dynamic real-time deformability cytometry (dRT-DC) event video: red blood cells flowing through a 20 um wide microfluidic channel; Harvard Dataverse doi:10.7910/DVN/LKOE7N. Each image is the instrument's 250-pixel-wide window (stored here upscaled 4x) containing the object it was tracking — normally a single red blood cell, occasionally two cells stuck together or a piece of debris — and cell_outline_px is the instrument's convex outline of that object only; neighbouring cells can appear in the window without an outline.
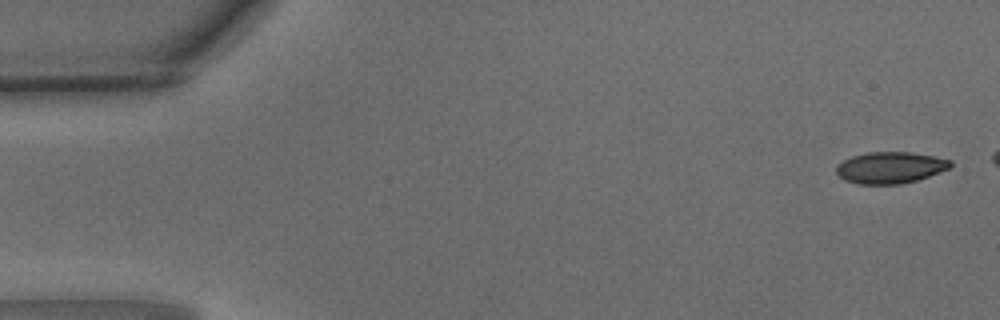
{"species": "common noctule bat (a hibernating species)", "species_latin": "Nyctalus noctula", "temperature_condition": "warm", "stored_images_in_passage": 41, "camera_frame_rate_fps": 3000, "um_per_image_px": 0.085, "animal": {"sex": "male", "body_mass_g": 15.6}, "frame": {"image": 1, "passage_image": 1, "time_ms": 0.0, "image_size_px": [1000, 320], "cell_outline_px": [[952, 168], [916, 180], [900, 184], [856, 184], [844, 180], [836, 172], [836, 164], [852, 156], [868, 152], [912, 152], [952, 160]], "centroid_in_image_um": [75.67, 14.24], "position_along_channel_um": 9.3, "area_um2": 21.04}}
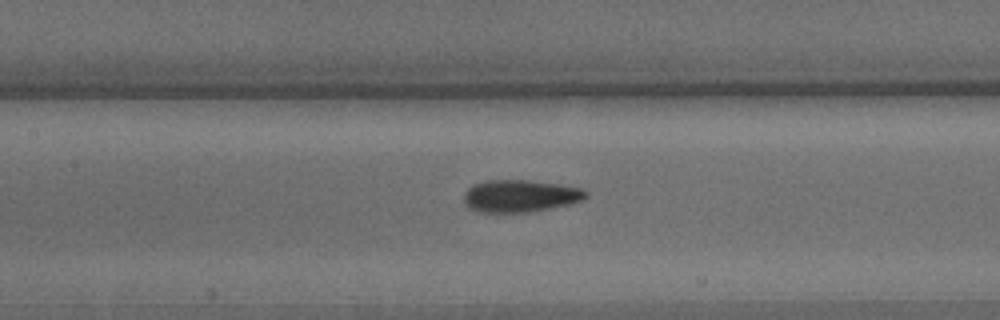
{"frame": {"image": 2, "passage_image": 21, "time_ms": 6.667, "image_size_px": [1000, 320], "cell_outline_px": [[588, 196], [584, 200], [568, 204], [528, 212], [476, 212], [468, 208], [464, 204], [464, 192], [468, 188], [484, 180], [528, 180], [560, 184], [584, 188], [588, 192]], "centroid_in_image_um": [44.21, 16.65], "position_along_channel_um": 163.2, "area_um2": 23.12}}
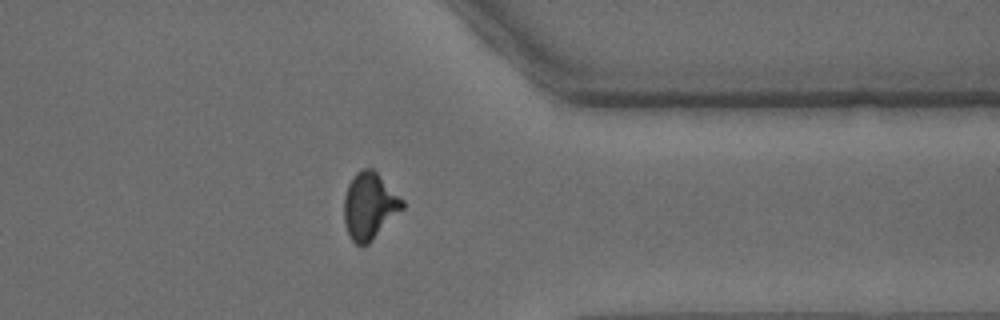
{"frame": {"image": 3, "passage_image": 37, "time_ms": 12.0, "image_size_px": [1000, 320], "cell_outline_px": [[404, 208], [368, 244], [360, 248], [352, 240], [348, 232], [344, 220], [344, 196], [348, 184], [352, 176], [356, 172], [364, 168], [372, 168], [404, 200]], "centroid_in_image_um": [31.4, 17.51], "position_along_channel_um": 380.0, "area_um2": 22.66}}